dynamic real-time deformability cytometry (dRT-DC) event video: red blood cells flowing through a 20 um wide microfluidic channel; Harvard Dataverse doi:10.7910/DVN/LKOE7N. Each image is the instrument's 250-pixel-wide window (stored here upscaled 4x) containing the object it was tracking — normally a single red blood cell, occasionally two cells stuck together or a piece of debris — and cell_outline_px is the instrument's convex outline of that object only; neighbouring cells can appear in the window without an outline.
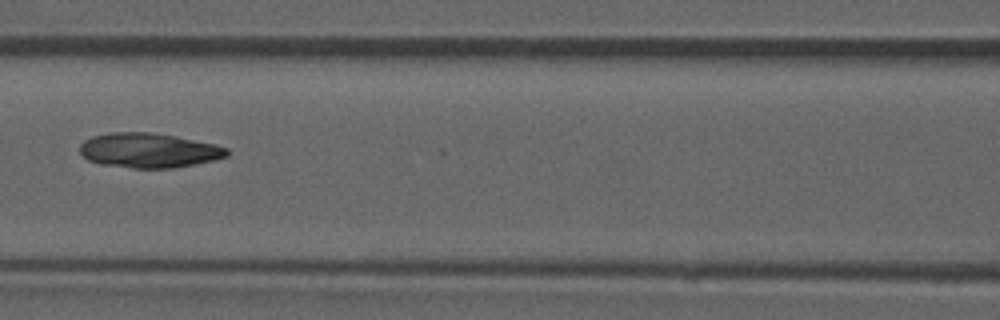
{"species": "common noctule bat (a hibernating species)", "species_latin": "Nyctalus noctula", "temperature_condition": "room temperature", "stored_images_in_passage": 52, "camera_frame_rate_fps": 3000, "um_per_image_px": 0.085, "animal": {"sex": "male", "forearm_length_mm": 52.5}, "frame": {"image": 1, "passage_image": 23, "time_ms": 7.333, "image_size_px": [1000, 320], "cell_outline_px": [[228, 156], [216, 160], [172, 168], [132, 168], [100, 164], [88, 160], [80, 152], [80, 144], [84, 140], [92, 136], [108, 132], [152, 132], [176, 136], [216, 144], [228, 148]], "centroid_in_image_um": [12.65, 12.78], "position_along_channel_um": 153.9, "area_um2": 29.94}, "authors_computed_cell_mechanics": {"area_um2": 29.6514, "velocity_mm_per_s": 3.9033, "shape_relaxation_time_tau1_ms": null, "shape_relaxation_time_tau2_ms": 3.1533, "deformation_change_tau1": null, "deformation_change_tau2": 0.0733}}